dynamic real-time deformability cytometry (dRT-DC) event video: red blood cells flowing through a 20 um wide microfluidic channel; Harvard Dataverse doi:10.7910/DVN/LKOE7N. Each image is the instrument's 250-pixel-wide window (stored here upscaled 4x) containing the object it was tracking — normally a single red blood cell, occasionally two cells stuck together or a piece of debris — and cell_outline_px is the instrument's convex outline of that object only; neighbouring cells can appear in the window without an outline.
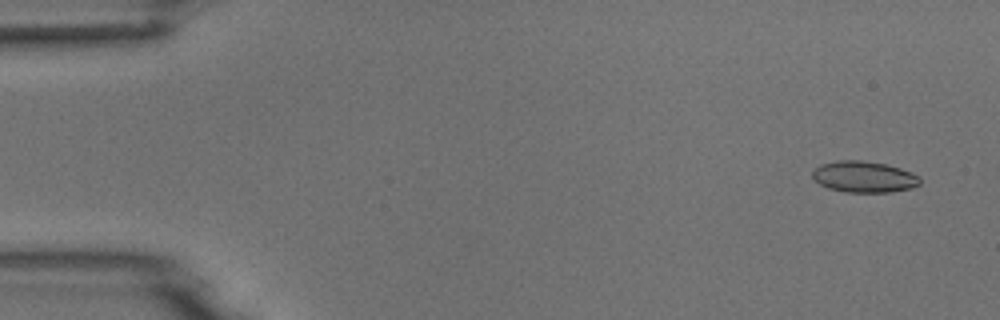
{"species": "common noctule bat (a hibernating species)", "species_latin": "Nyctalus noctula", "temperature_condition": "room temperature", "stored_images_in_passage": 4, "camera_frame_rate_fps": 3000, "um_per_image_px": 0.085, "animal": {"sex": "male", "body_mass_g": 18.8}, "frame": {"image": 1, "passage_image": 1, "time_ms": 0.0, "image_size_px": [1000, 320], "cell_outline_px": [[920, 184], [912, 188], [892, 192], [844, 192], [828, 188], [812, 180], [812, 172], [820, 164], [836, 160], [860, 160], [884, 164], [900, 168], [912, 172], [920, 176]], "centroid_in_image_um": [73.43, 15.03], "position_along_channel_um": 11.6, "area_um2": 19.77}}
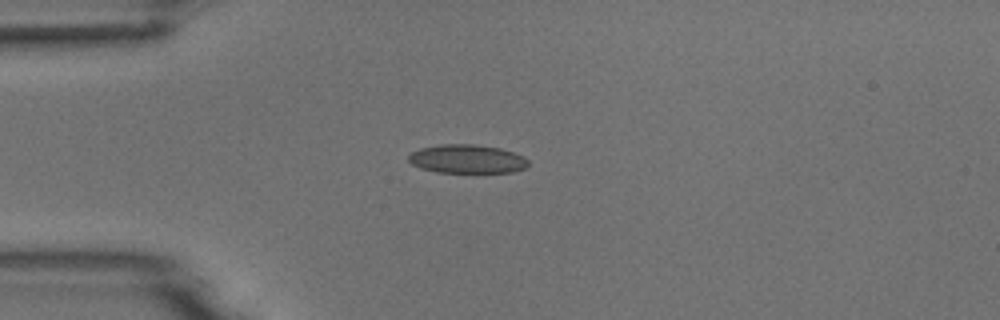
{"frame": {"image": 2, "passage_image": 4, "time_ms": 3.667, "image_size_px": [1000, 320], "cell_outline_px": [[528, 168], [512, 172], [436, 172], [420, 168], [412, 164], [408, 160], [408, 156], [412, 152], [420, 148], [440, 144], [472, 144], [500, 148], [524, 156], [528, 160]], "centroid_in_image_um": [39.71, 13.51], "position_along_channel_um": 45.3, "area_um2": 20.06}}